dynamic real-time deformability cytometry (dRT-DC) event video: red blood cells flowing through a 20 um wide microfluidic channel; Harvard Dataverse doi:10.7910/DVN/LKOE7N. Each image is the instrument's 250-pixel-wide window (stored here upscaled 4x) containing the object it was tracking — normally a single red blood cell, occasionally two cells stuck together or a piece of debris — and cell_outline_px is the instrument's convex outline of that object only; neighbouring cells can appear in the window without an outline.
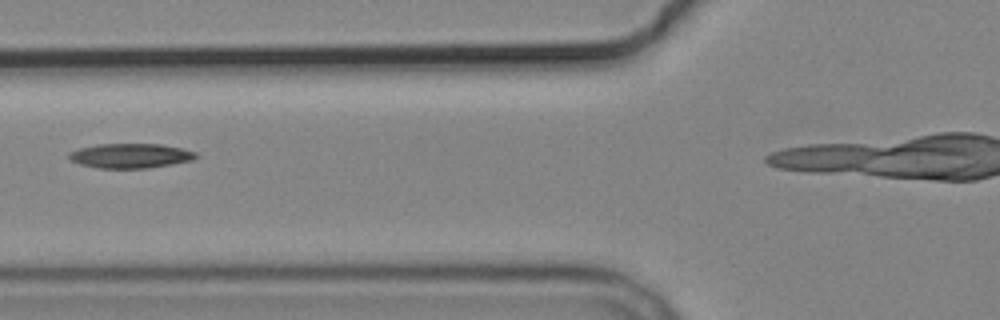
{"species": "common noctule bat (a hibernating species)", "species_latin": "Nyctalus noctula", "temperature_condition": "cold", "stored_images_in_passage": 4, "segment_of_instrument_passage": [1, 2], "camera_frame_rate_fps": 3000, "um_per_image_px": 0.085, "animal": {"sex": "male", "body_mass_g": 19.2, "forearm_length_mm": 51.8}, "frame": {"image": 1, "passage_image": 3, "time_ms": 3.0, "image_size_px": [1000, 320], "cell_outline_px": [[200, 156], [192, 160], [172, 164], [148, 168], [100, 168], [80, 164], [72, 160], [68, 156], [68, 152], [80, 148], [96, 144], [160, 144], [180, 148], [196, 152]], "centroid_in_image_um": [11.1, 13.24], "position_along_channel_um": 114.7, "area_um2": 18.15}}